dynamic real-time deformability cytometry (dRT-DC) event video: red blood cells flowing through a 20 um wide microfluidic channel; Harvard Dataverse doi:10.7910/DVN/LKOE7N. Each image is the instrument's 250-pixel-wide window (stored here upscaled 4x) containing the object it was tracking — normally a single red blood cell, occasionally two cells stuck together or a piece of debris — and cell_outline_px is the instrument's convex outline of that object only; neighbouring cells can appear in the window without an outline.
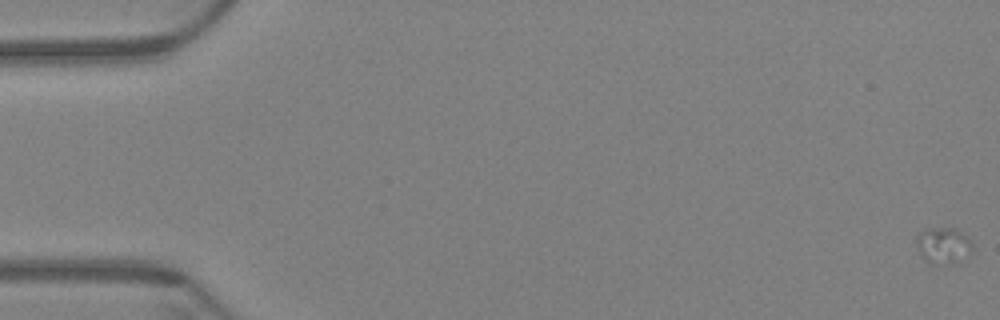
{"species": "Egyptian fruit bat (a non-hibernating species)", "species_latin": "Rousettus aegyptiacus", "temperature_condition": "warm", "stored_images_in_passage": 14, "camera_frame_rate_fps": 3000, "um_per_image_px": 0.085, "animal": {"sex": "female"}, "frame": {"image": 1, "passage_image": 1, "time_ms": 0.0, "image_size_px": [1000, 320], "cell_outline_px": [[972, 252], [968, 256], [960, 260], [928, 260], [920, 252], [916, 244], [916, 236], [924, 232], [940, 228], [952, 228], [968, 236], [972, 244]], "centroid_in_image_um": [80.25, 20.8], "position_along_channel_um": 4.8, "area_um2": 10.69}}